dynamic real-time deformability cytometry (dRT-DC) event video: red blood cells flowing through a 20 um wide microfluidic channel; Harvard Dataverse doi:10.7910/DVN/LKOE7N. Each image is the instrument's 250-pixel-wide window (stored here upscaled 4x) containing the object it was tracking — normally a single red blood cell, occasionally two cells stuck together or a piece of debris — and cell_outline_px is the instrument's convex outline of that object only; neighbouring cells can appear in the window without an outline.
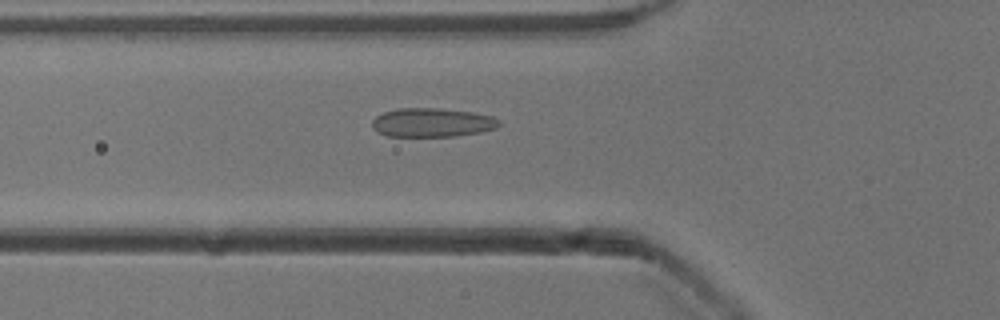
{"species": "common noctule bat (a hibernating species)", "species_latin": "Nyctalus noctula", "temperature_condition": "cold", "stored_images_in_passage": 52, "camera_frame_rate_fps": 3000, "um_per_image_px": 0.085, "animal": {"sex": "male", "body_mass_g": 13.3}, "frame": {"image": 1, "passage_image": 18, "time_ms": 5.667, "image_size_px": [1000, 320], "cell_outline_px": [[500, 124], [496, 128], [480, 132], [456, 136], [388, 136], [376, 132], [372, 128], [372, 120], [376, 116], [384, 112], [396, 108], [436, 108], [472, 112], [492, 116], [500, 120]], "centroid_in_image_um": [36.71, 10.41], "position_along_channel_um": 89.1, "area_um2": 21.44}}
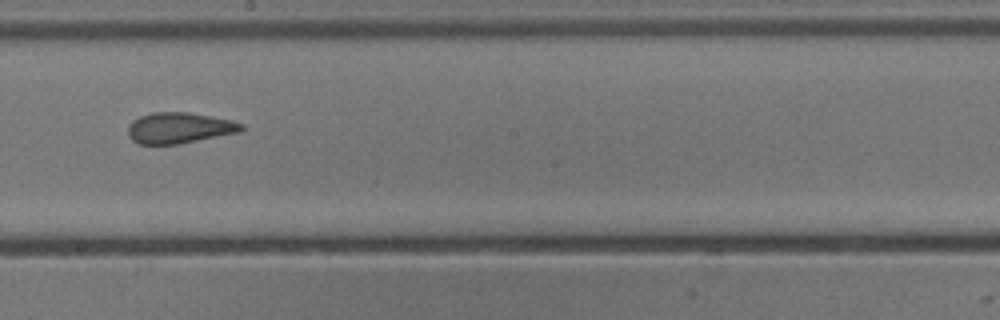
{"frame": {"image": 2, "passage_image": 29, "time_ms": 9.333, "image_size_px": [1000, 320], "cell_outline_px": [[244, 128], [240, 132], [176, 144], [140, 144], [132, 140], [128, 136], [128, 124], [132, 120], [140, 116], [152, 112], [188, 112], [232, 120], [244, 124]], "centroid_in_image_um": [15.22, 10.86], "position_along_channel_um": 233.0, "area_um2": 20.4}}
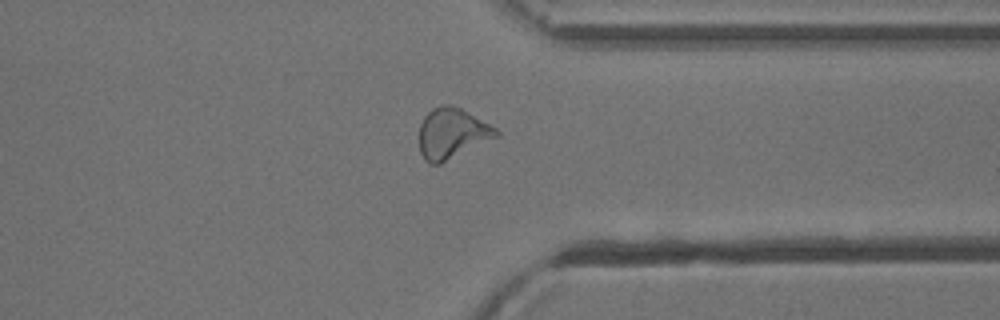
{"frame": {"image": 3, "passage_image": 40, "time_ms": 13.0, "image_size_px": [1000, 320], "cell_outline_px": [[500, 132], [496, 136], [440, 164], [428, 164], [424, 160], [420, 152], [420, 124], [424, 116], [432, 108], [440, 104], [452, 104], [460, 108], [496, 128]], "centroid_in_image_um": [38.36, 11.33], "position_along_channel_um": 373.0, "area_um2": 22.31}, "authors_computed_cell_mechanics": {"area_um2": 22.1374, "velocity_mm_per_s": 3.899, "shape_relaxation_time_tau1_ms": null, "shape_relaxation_time_tau2_ms": 1.329, "deformation_change_tau1": null, "deformation_change_tau2": 0.092}}